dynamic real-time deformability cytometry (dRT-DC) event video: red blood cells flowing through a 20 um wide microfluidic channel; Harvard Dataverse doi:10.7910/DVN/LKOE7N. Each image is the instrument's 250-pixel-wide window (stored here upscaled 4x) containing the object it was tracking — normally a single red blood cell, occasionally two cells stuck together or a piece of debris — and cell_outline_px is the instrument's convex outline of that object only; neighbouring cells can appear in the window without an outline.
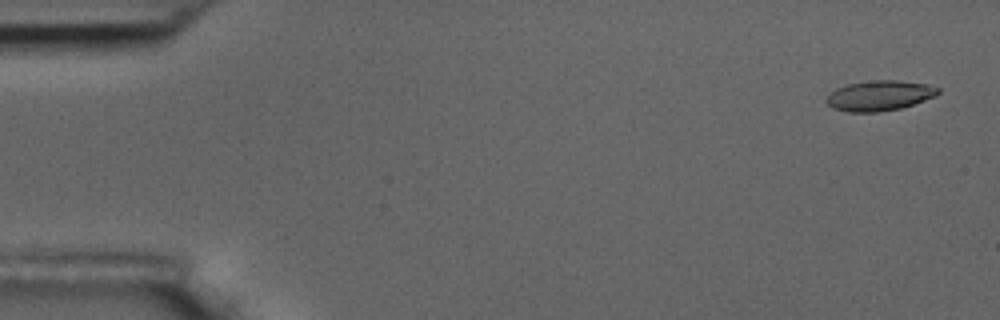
{"species": "common noctule bat (a hibernating species)", "species_latin": "Nyctalus noctula", "temperature_condition": "room temperature", "stored_images_in_passage": 57, "camera_frame_rate_fps": 3000, "um_per_image_px": 0.085, "animal": {"sex": "male", "body_mass_g": 17.5, "forearm_length_mm": 52.3}, "frame": {"image": 1, "passage_image": 3, "time_ms": 0.667, "image_size_px": [1000, 320], "cell_outline_px": [[940, 92], [936, 96], [900, 108], [876, 112], [848, 112], [832, 108], [824, 100], [836, 88], [848, 84], [876, 80], [896, 80], [928, 84], [940, 88]], "centroid_in_image_um": [74.76, 8.13], "position_along_channel_um": 10.2, "area_um2": 19.54}}
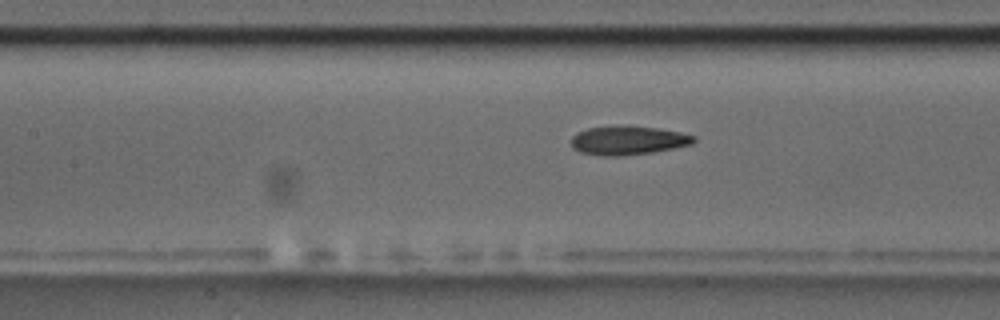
{"frame": {"image": 2, "passage_image": 26, "time_ms": 8.333, "image_size_px": [1000, 320], "cell_outline_px": [[696, 140], [692, 144], [652, 152], [620, 156], [600, 156], [580, 152], [572, 148], [572, 136], [576, 132], [588, 128], [620, 124], [628, 124], [656, 128], [680, 132], [696, 136]], "centroid_in_image_um": [53.35, 11.91], "position_along_channel_um": 154.0, "area_um2": 20.98}}
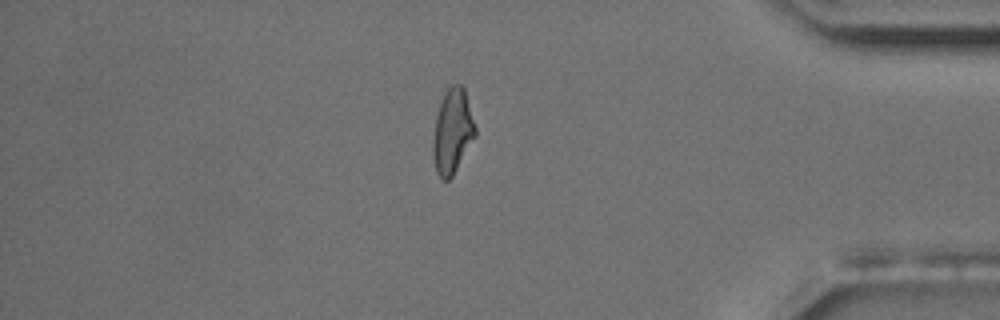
{"frame": {"image": 3, "passage_image": 49, "time_ms": 16.0, "image_size_px": [1000, 320], "cell_outline_px": [[476, 136], [452, 176], [448, 180], [444, 180], [436, 172], [432, 152], [432, 140], [436, 116], [444, 92], [452, 84], [460, 84], [464, 88], [476, 128]], "centroid_in_image_um": [38.45, 11.16], "position_along_channel_um": 396.7, "area_um2": 20.75}, "authors_computed_cell_mechanics": {"area_um2": 20.2878, "velocity_mm_per_s": 3.5777, "shape_relaxation_time_tau1_ms": 5.0194, "shape_relaxation_time_tau2_ms": 1.903, "deformation_change_tau1": 0.1903, "deformation_change_tau2": 0.1034}}